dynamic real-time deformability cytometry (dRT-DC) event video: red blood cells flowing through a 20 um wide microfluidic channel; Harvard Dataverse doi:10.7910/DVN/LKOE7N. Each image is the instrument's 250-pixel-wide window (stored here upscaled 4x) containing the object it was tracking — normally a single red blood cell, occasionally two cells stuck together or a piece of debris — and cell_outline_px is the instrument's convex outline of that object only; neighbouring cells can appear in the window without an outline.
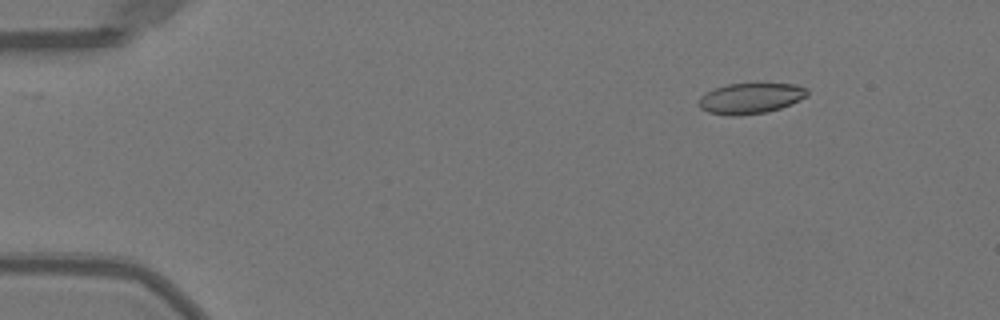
{"species": "Egyptian fruit bat (a non-hibernating species)", "species_latin": "Rousettus aegyptiacus", "temperature_condition": "warm", "stored_images_in_passage": 48, "camera_frame_rate_fps": 3000, "um_per_image_px": 0.085, "animal": {"sex": "female"}, "frame": {"image": 1, "passage_image": 4, "time_ms": 1.0, "image_size_px": [1000, 320], "cell_outline_px": [[808, 96], [792, 104], [768, 112], [736, 116], [732, 116], [708, 112], [700, 108], [700, 96], [716, 88], [728, 84], [796, 84], [808, 88]], "centroid_in_image_um": [63.85, 8.36], "position_along_channel_um": 21.2, "area_um2": 19.31}}
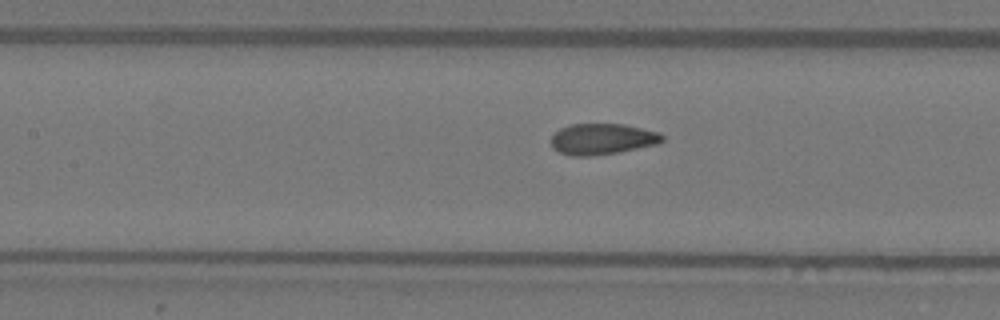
{"frame": {"image": 2, "passage_image": 21, "time_ms": 6.667, "image_size_px": [1000, 320], "cell_outline_px": [[664, 140], [660, 144], [616, 152], [592, 156], [572, 156], [560, 152], [552, 148], [552, 136], [560, 128], [572, 124], [624, 124], [660, 132], [664, 136]], "centroid_in_image_um": [51.23, 11.81], "position_along_channel_um": 156.2, "area_um2": 20.11}}
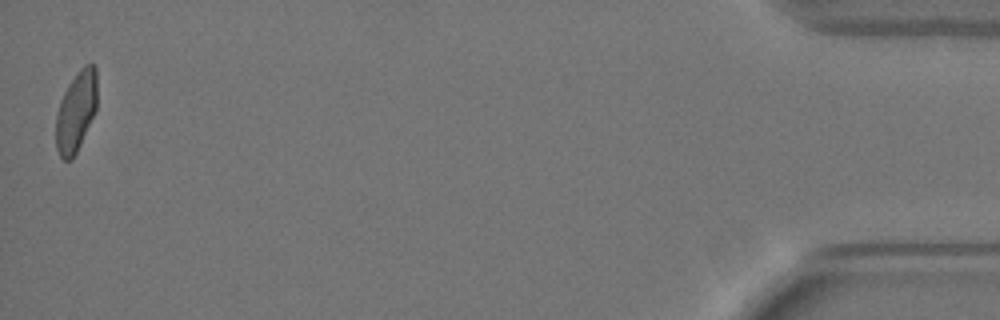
{"frame": {"image": 3, "passage_image": 48, "time_ms": 15.667, "image_size_px": [1000, 320], "cell_outline_px": [[96, 108], [80, 144], [72, 160], [64, 160], [60, 156], [56, 148], [56, 112], [60, 100], [68, 84], [76, 72], [84, 64], [96, 64]], "centroid_in_image_um": [6.45, 9.44], "position_along_channel_um": 428.8, "area_um2": 19.19}, "authors_computed_cell_mechanics": {"area_um2": 19.9988, "velocity_mm_per_s": 4.0263, "shape_relaxation_time_tau1_ms": 8.3673, "shape_relaxation_time_tau2_ms": 0.7377, "deformation_change_tau1": 0.2147, "deformation_change_tau2": 0.0586}}